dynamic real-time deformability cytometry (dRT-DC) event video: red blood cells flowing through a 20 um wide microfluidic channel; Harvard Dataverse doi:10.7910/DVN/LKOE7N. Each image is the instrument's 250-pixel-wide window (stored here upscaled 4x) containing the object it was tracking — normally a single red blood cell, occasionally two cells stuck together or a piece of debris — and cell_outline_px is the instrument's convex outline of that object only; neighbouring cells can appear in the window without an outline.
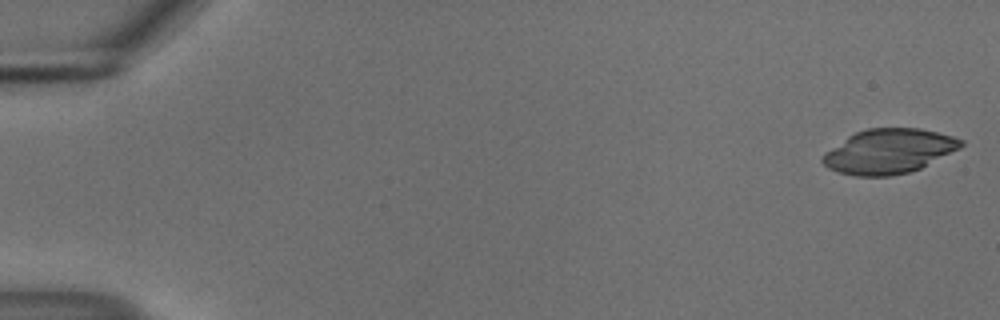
{"species": "common noctule bat (a hibernating species)", "species_latin": "Nyctalus noctula", "temperature_condition": "cold", "stored_images_in_passage": 54, "camera_frame_rate_fps": 3000, "um_per_image_px": 0.085, "animal": {"sex": "male", "body_mass_g": 18.8}, "frame": {"image": 1, "passage_image": 1, "time_ms": 0.0, "image_size_px": [1000, 320], "cell_outline_px": [[964, 144], [960, 148], [920, 168], [908, 172], [888, 176], [856, 176], [840, 172], [828, 168], [820, 160], [820, 156], [824, 152], [848, 136], [856, 132], [868, 128], [920, 128], [952, 136], [964, 140]], "centroid_in_image_um": [75.52, 12.85], "position_along_channel_um": 9.5, "area_um2": 35.78}}